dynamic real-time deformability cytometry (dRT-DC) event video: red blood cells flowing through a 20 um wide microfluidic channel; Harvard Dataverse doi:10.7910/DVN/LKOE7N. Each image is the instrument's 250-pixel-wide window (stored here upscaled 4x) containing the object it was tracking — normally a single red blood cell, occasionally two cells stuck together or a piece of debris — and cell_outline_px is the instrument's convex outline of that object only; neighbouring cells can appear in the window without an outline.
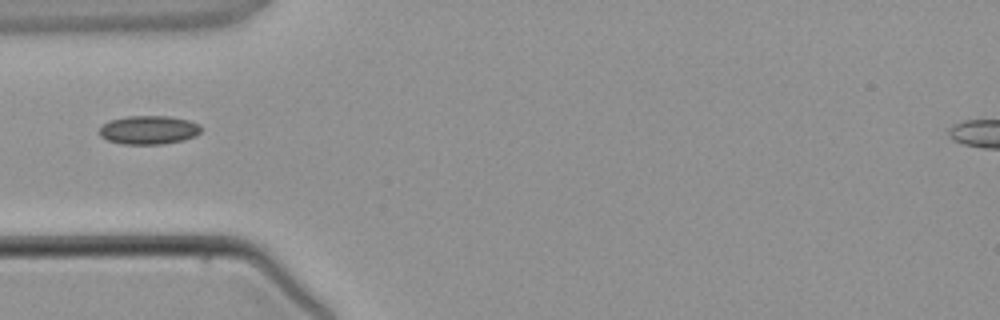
{"species": "common noctule bat (a hibernating species)", "species_latin": "Nyctalus noctula", "temperature_condition": "warm", "stored_images_in_passage": 4, "camera_frame_rate_fps": 3000, "um_per_image_px": 0.085, "animal": {"sex": "male", "body_mass_g": 21.5, "forearm_length_mm": 52.0}, "frame": {"image": 1, "passage_image": 3, "time_ms": 3.667, "image_size_px": [1000, 320], "cell_outline_px": [[200, 132], [196, 136], [184, 140], [164, 144], [120, 144], [108, 140], [100, 136], [100, 124], [108, 120], [128, 116], [168, 116], [188, 120], [200, 124]], "centroid_in_image_um": [12.62, 11.04], "position_along_channel_um": 72.4, "area_um2": 17.17}}
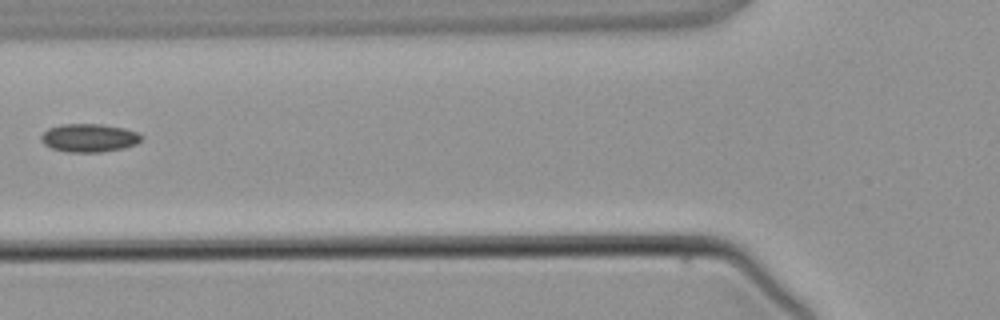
{"frame": {"image": 2, "passage_image": 4, "time_ms": 4.667, "image_size_px": [1000, 320], "cell_outline_px": [[144, 136], [136, 144], [124, 148], [100, 152], [68, 152], [52, 148], [44, 144], [40, 140], [40, 136], [48, 128], [64, 124], [104, 124], [124, 128], [136, 132]], "centroid_in_image_um": [7.57, 11.72], "position_along_channel_um": 118.2, "area_um2": 16.53}}